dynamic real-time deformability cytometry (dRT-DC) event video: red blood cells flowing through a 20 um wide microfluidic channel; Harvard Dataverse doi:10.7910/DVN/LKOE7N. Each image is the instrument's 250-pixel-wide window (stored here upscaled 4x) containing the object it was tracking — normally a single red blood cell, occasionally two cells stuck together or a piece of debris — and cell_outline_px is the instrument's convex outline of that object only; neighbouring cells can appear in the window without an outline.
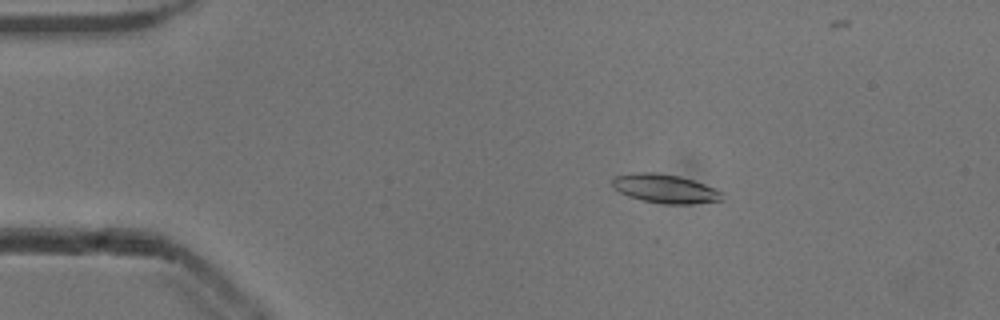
{"species": "common noctule bat (a hibernating species)", "species_latin": "Nyctalus noctula", "temperature_condition": "cold", "stored_images_in_passage": 55, "camera_frame_rate_fps": 3000, "um_per_image_px": 0.085, "animal": {"sex": "male", "body_mass_g": 13.3}, "frame": {"image": 1, "passage_image": 10, "time_ms": 3.0, "image_size_px": [1000, 320], "cell_outline_px": [[724, 200], [692, 204], [664, 204], [640, 200], [628, 196], [612, 188], [612, 176], [632, 172], [652, 172], [680, 176], [704, 184], [724, 192]], "centroid_in_image_um": [56.51, 16.04], "position_along_channel_um": 28.5, "area_um2": 18.79}}
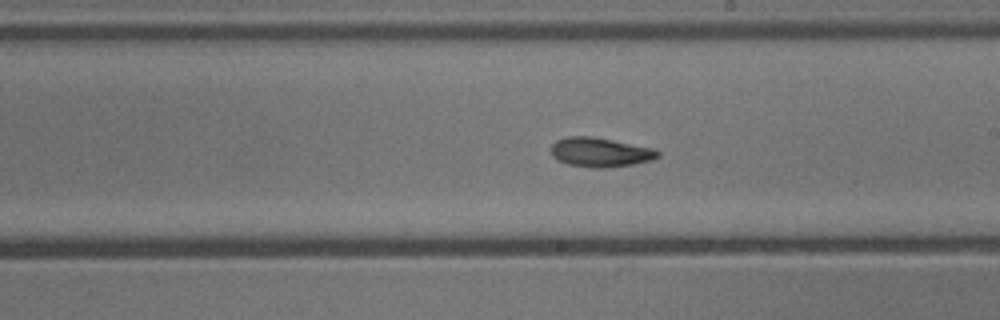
{"frame": {"image": 2, "passage_image": 31, "time_ms": 10.0, "image_size_px": [1000, 320], "cell_outline_px": [[660, 156], [652, 160], [632, 164], [608, 168], [592, 168], [568, 164], [552, 156], [552, 144], [556, 140], [568, 136], [592, 136], [656, 148], [660, 152]], "centroid_in_image_um": [51.06, 12.93], "position_along_channel_um": 237.9, "area_um2": 18.38}}
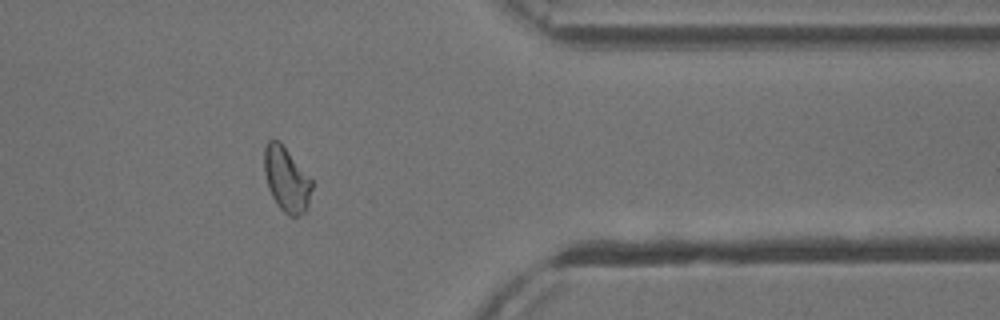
{"frame": {"image": 3, "passage_image": 44, "time_ms": 14.333, "image_size_px": [1000, 320], "cell_outline_px": [[312, 188], [308, 204], [304, 212], [296, 216], [288, 216], [280, 208], [272, 196], [268, 188], [264, 172], [264, 148], [268, 140], [280, 140], [312, 180]], "centroid_in_image_um": [24.33, 15.22], "position_along_channel_um": 387.1, "area_um2": 17.92}, "authors_computed_cell_mechanics": {"area_um2": 18.207, "velocity_mm_per_s": 3.8493, "shape_relaxation_time_tau1_ms": 4.0753, "shape_relaxation_time_tau2_ms": 2.4344, "deformation_change_tau1": 0.134, "deformation_change_tau2": 0.0779}}